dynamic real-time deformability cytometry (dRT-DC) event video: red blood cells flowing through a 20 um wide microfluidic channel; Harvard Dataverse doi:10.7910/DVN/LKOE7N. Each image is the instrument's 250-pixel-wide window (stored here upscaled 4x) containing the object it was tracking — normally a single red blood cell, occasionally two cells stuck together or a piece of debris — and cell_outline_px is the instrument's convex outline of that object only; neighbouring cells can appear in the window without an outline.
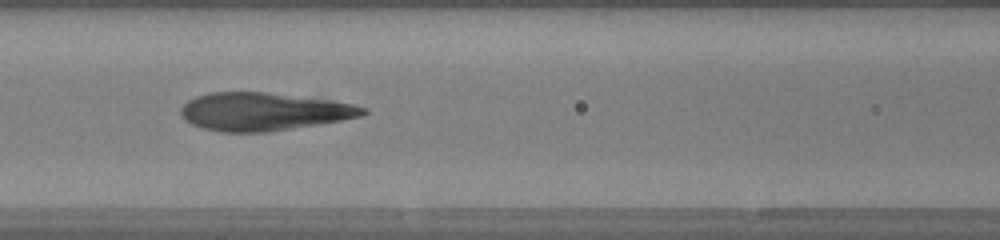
{"species": "human", "species_latin": "Homo sapiens", "temperature_condition": "warm", "stored_images_in_passage": 35, "camera_frame_rate_fps": 3000, "um_per_image_px": 0.085, "donor": {"sex": "female"}, "frame": {"image": 1, "passage_image": 7, "time_ms": 2.0, "image_size_px": [1000, 240], "cell_outline_px": [[368, 112], [360, 116], [340, 120], [268, 132], [220, 132], [204, 128], [192, 124], [184, 120], [180, 112], [180, 108], [188, 100], [196, 96], [212, 92], [264, 92], [328, 100], [352, 104], [368, 108]], "centroid_in_image_um": [22.35, 9.49], "position_along_channel_um": 144.2, "area_um2": 39.88}}
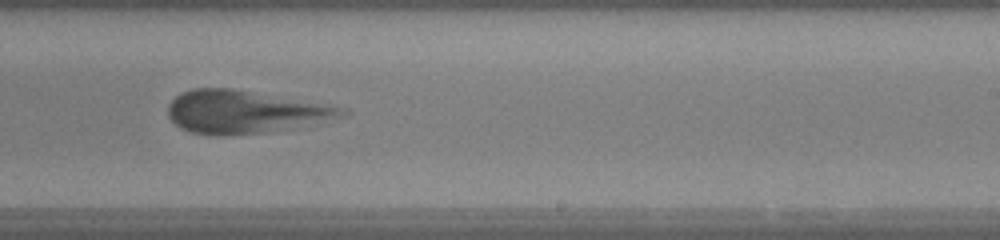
{"frame": {"image": 2, "passage_image": 16, "time_ms": 5.0, "image_size_px": [1000, 240], "cell_outline_px": [[352, 112], [344, 116], [264, 132], [192, 132], [180, 128], [168, 116], [168, 104], [180, 92], [192, 88], [232, 88], [348, 108]], "centroid_in_image_um": [20.78, 9.44], "position_along_channel_um": 268.2, "area_um2": 41.73}}
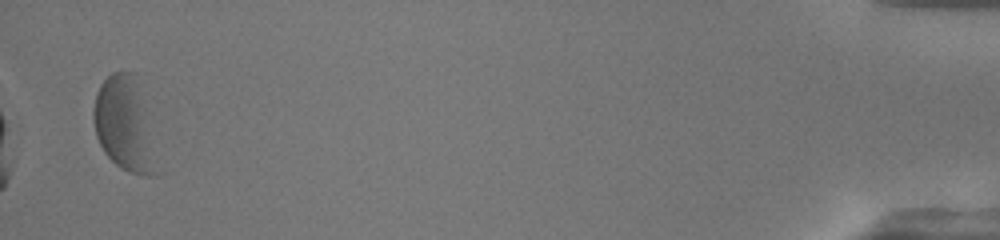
{"frame": {"image": 3, "passage_image": 34, "time_ms": 11.0, "image_size_px": [1000, 240], "cell_outline_px": [[152, 176], [148, 176], [128, 172], [120, 168], [104, 152], [96, 136], [92, 120], [92, 108], [96, 92], [100, 84], [112, 72], [136, 72], [144, 116], [152, 172]], "centroid_in_image_um": [10.38, 10.45], "position_along_channel_um": 424.8, "area_um2": 32.14}, "authors_computed_cell_mechanics": {"area_um2": 40.0554, "velocity_mm_per_s": 4.1587, "shape_relaxation_time_tau1_ms": 1.8821, "shape_relaxation_time_tau2_ms": 0.97, "deformation_change_tau1": 0.1522, "deformation_change_tau2": 0.0868}}